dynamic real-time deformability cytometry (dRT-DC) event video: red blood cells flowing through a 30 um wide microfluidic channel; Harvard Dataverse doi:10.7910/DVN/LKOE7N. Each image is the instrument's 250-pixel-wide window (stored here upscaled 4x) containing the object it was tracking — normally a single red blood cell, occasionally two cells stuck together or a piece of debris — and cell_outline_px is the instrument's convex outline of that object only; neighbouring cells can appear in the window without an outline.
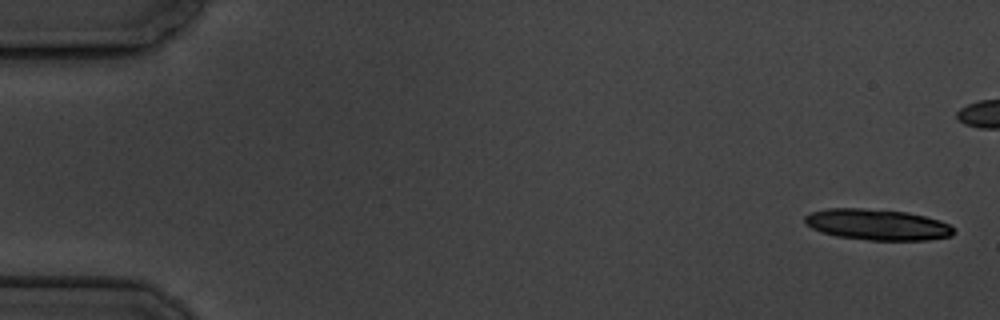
{"species": "common noctule bat (a hibernating species)", "species_latin": "Nyctalus noctula", "temperature_condition": "cold", "stored_images_in_passage": 8, "camera_frame_rate_fps": 3000, "um_per_image_px": 0.085, "animal": {"sex": "male", "body_mass_g": 19.5, "forearm_length_mm": 54.6}, "frame": {"image": 1, "passage_image": 1, "time_ms": 0.0, "image_size_px": [1000, 320], "cell_outline_px": [[956, 232], [952, 236], [928, 240], [868, 240], [836, 236], [820, 232], [804, 224], [804, 216], [812, 212], [828, 208], [864, 208], [908, 212], [940, 220], [948, 224]], "centroid_in_image_um": [74.55, 19.09], "position_along_channel_um": 10.4, "area_um2": 27.05}}